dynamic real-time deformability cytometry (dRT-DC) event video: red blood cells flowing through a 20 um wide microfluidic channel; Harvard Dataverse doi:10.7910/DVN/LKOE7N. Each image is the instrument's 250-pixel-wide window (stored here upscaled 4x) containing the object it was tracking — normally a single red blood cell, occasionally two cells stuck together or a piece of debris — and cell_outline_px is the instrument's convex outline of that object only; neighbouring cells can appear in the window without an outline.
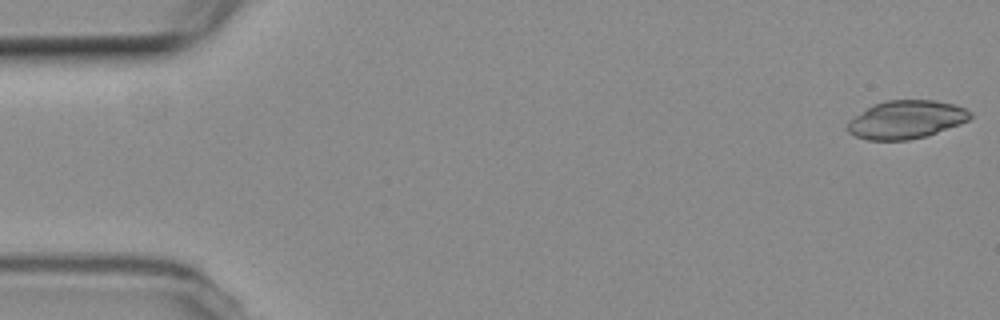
{"species": "common noctule bat (a hibernating species)", "species_latin": "Nyctalus noctula", "temperature_condition": "room temperature", "stored_images_in_passage": 5, "camera_frame_rate_fps": 3000, "um_per_image_px": 0.085, "animal": {"sex": "female", "body_mass_g": 19.3, "forearm_length_mm": 54.1}, "frame": {"image": 1, "passage_image": 1, "time_ms": 0.0, "image_size_px": [1000, 320], "cell_outline_px": [[972, 116], [968, 120], [960, 124], [924, 136], [908, 140], [868, 140], [856, 136], [848, 132], [848, 120], [872, 104], [888, 100], [932, 100], [956, 104], [972, 112]], "centroid_in_image_um": [77.01, 10.15], "position_along_channel_um": 8.0, "area_um2": 27.22}}
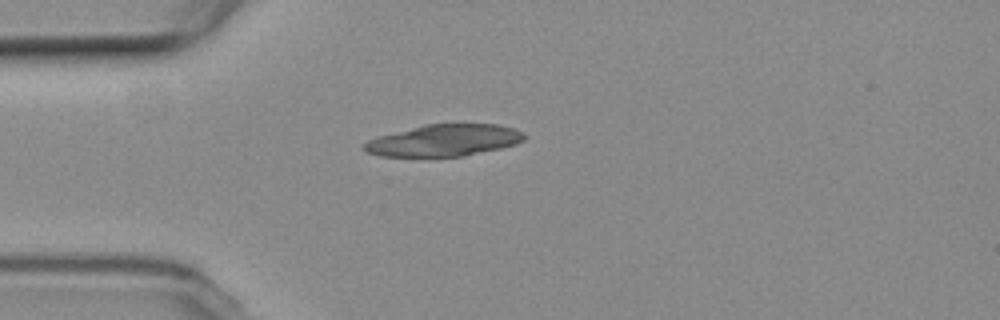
{"frame": {"image": 2, "passage_image": 5, "time_ms": 4.667, "image_size_px": [1000, 320], "cell_outline_px": [[528, 136], [524, 140], [516, 144], [500, 148], [464, 156], [380, 156], [368, 152], [364, 148], [364, 144], [368, 140], [376, 136], [424, 124], [500, 124], [512, 128]], "centroid_in_image_um": [37.75, 11.92], "position_along_channel_um": 47.3, "area_um2": 29.54}}